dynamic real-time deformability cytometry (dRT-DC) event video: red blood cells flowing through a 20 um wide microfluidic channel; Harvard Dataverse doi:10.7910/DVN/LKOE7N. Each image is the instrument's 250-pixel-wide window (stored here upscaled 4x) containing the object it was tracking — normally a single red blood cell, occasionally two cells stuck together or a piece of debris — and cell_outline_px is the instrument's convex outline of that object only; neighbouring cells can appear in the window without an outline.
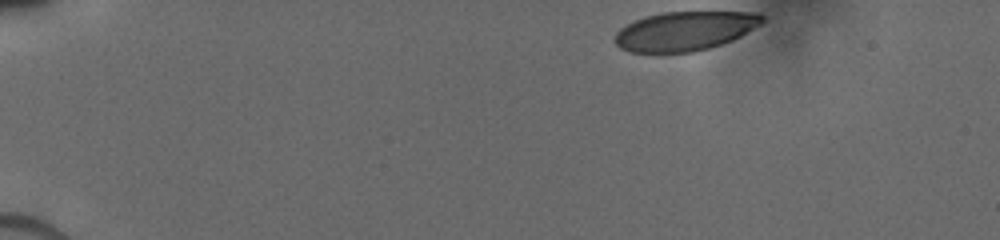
{"species": "human", "species_latin": "Homo sapiens", "temperature_condition": "cold", "stored_images_in_passage": 42, "camera_frame_rate_fps": 3000, "um_per_image_px": 0.085, "donor": {"sex": "male"}, "frame": {"image": 1, "passage_image": 1, "time_ms": 0.0, "image_size_px": [1000, 240], "cell_outline_px": [[764, 20], [760, 24], [740, 36], [732, 40], [708, 48], [692, 52], [628, 52], [620, 48], [612, 40], [616, 32], [620, 28], [644, 16], [660, 12], [760, 12], [764, 16]], "centroid_in_image_um": [58.18, 2.63], "position_along_channel_um": 26.8, "area_um2": 33.64}}
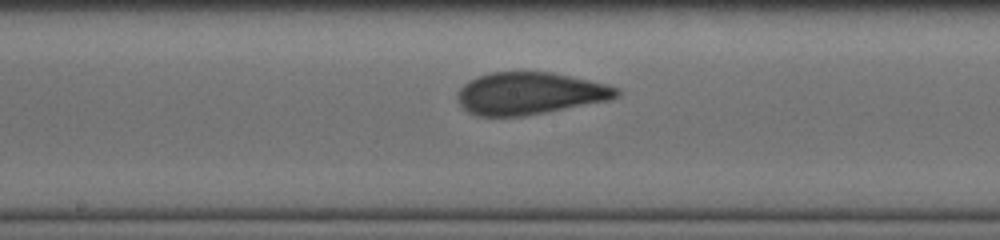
{"frame": {"image": 2, "passage_image": 25, "time_ms": 7.0, "image_size_px": [1000, 240], "cell_outline_px": [[620, 96], [608, 100], [524, 116], [480, 116], [468, 112], [456, 100], [456, 96], [460, 88], [468, 80], [476, 76], [492, 72], [552, 72], [588, 80], [620, 88]], "centroid_in_image_um": [44.99, 7.93], "position_along_channel_um": 203.2, "area_um2": 39.02}}
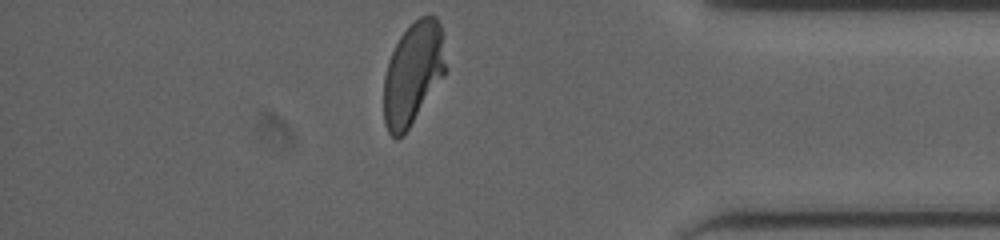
{"frame": {"image": 3, "passage_image": 42, "time_ms": 12.333, "image_size_px": [1000, 240], "cell_outline_px": [[444, 76], [408, 128], [396, 140], [388, 132], [384, 124], [384, 76], [388, 60], [400, 36], [408, 24], [420, 16], [432, 12], [436, 16], [444, 32]], "centroid_in_image_um": [35.1, 6.16], "position_along_channel_um": 400.1, "area_um2": 37.11}}